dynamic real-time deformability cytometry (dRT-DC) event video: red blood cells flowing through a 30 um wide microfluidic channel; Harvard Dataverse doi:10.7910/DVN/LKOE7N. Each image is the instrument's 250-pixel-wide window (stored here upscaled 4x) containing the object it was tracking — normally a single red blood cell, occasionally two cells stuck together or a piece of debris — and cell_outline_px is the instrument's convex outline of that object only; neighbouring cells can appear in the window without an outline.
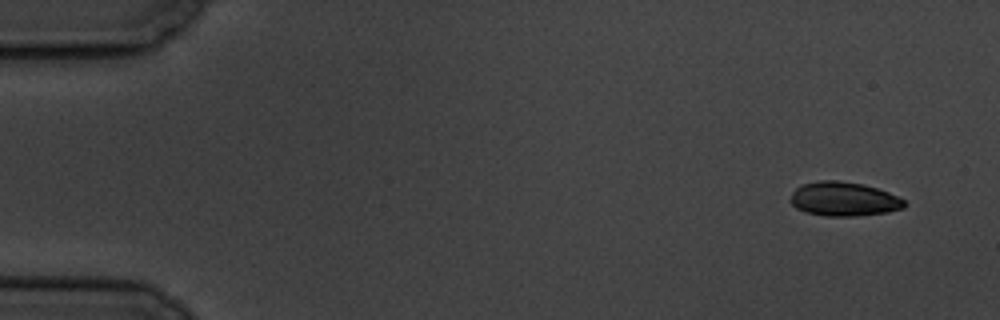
{"species": "common noctule bat (a hibernating species)", "species_latin": "Nyctalus noctula", "temperature_condition": "cold", "stored_images_in_passage": 5, "camera_frame_rate_fps": 3000, "um_per_image_px": 0.085, "animal": {"sex": "male", "body_mass_g": 19.5, "forearm_length_mm": 54.6}, "frame": {"image": 1, "passage_image": 1, "time_ms": 0.0, "image_size_px": [1000, 320], "cell_outline_px": [[904, 208], [888, 212], [856, 216], [828, 216], [804, 212], [796, 208], [788, 200], [792, 192], [800, 184], [820, 180], [836, 180], [864, 184], [888, 192], [904, 200]], "centroid_in_image_um": [71.67, 16.91], "position_along_channel_um": 13.3, "area_um2": 22.77}}
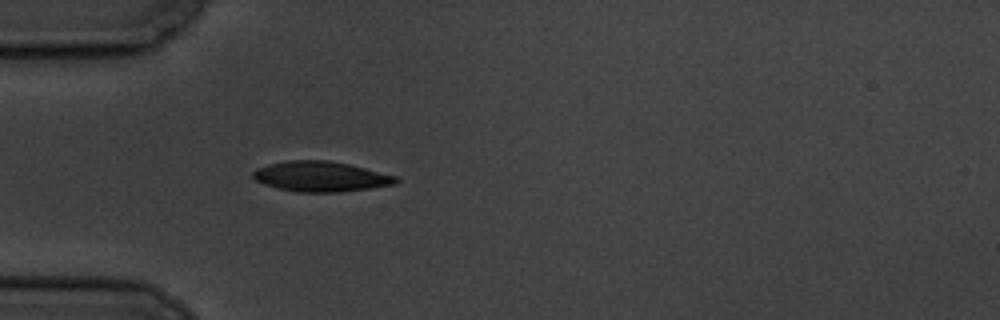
{"frame": {"image": 2, "passage_image": 5, "time_ms": 4.667, "image_size_px": [1000, 320], "cell_outline_px": [[400, 180], [396, 184], [340, 192], [296, 192], [276, 188], [264, 184], [256, 180], [252, 176], [252, 172], [256, 168], [268, 164], [288, 160], [328, 160], [348, 164], [396, 176]], "centroid_in_image_um": [27.23, 15.0], "position_along_channel_um": 57.8, "area_um2": 25.14}}